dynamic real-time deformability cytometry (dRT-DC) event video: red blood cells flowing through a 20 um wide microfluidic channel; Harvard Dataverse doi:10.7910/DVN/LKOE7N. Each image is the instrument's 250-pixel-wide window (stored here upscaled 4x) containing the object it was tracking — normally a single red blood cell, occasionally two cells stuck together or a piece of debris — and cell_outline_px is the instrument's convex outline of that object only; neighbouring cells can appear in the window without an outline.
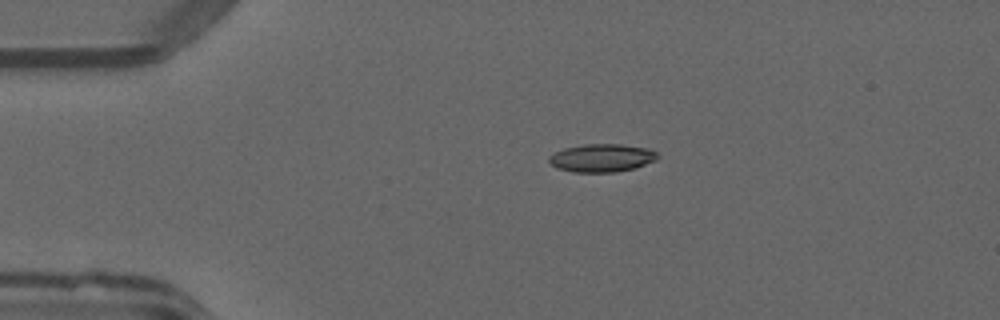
{"species": "common noctule bat (a hibernating species)", "species_latin": "Nyctalus noctula", "temperature_condition": "warm", "stored_images_in_passage": 34, "camera_frame_rate_fps": 3000, "um_per_image_px": 0.085, "animal": {"sex": "male", "forearm_length_mm": 52.5}, "frame": {"image": 1, "passage_image": 1, "time_ms": 0.0, "image_size_px": [1000, 320], "cell_outline_px": [[660, 156], [656, 160], [632, 168], [616, 172], [572, 172], [556, 168], [548, 160], [548, 156], [564, 148], [584, 144], [620, 144], [648, 148], [656, 152]], "centroid_in_image_um": [51.14, 13.42], "position_along_channel_um": 33.9, "area_um2": 17.69}}
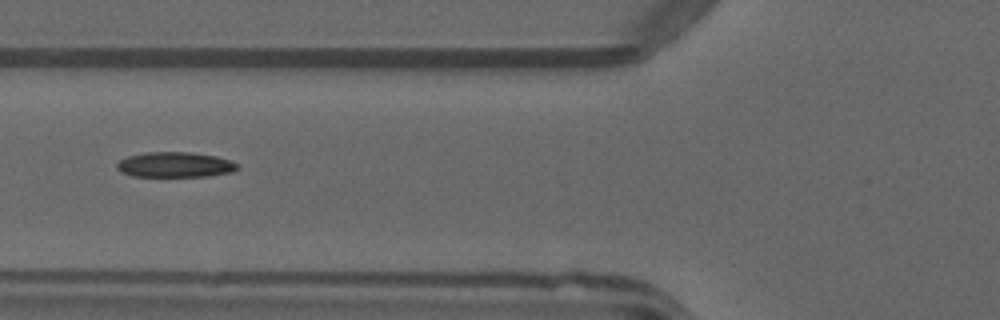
{"frame": {"image": 2, "passage_image": 10, "time_ms": 3.0, "image_size_px": [1000, 320], "cell_outline_px": [[240, 168], [232, 172], [208, 176], [132, 176], [120, 172], [116, 168], [116, 164], [120, 160], [128, 156], [144, 152], [192, 152], [216, 156], [240, 164]], "centroid_in_image_um": [14.88, 14.0], "position_along_channel_um": 110.9, "area_um2": 17.86}}
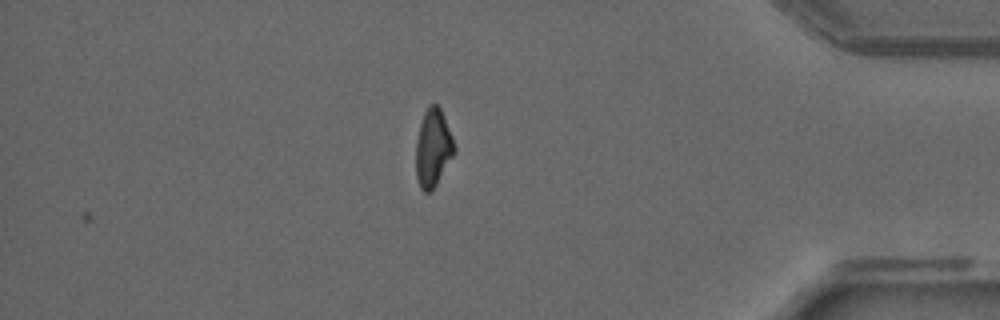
{"frame": {"image": 3, "passage_image": 34, "time_ms": 11.0, "image_size_px": [1000, 320], "cell_outline_px": [[456, 152], [432, 192], [424, 192], [420, 188], [416, 176], [416, 140], [420, 124], [424, 112], [428, 104], [436, 104], [440, 108], [444, 116], [452, 136], [456, 148]], "centroid_in_image_um": [36.81, 12.6], "position_along_channel_um": 398.4, "area_um2": 17.63}, "authors_computed_cell_mechanics": {"area_um2": 17.9758, "velocity_mm_per_s": 4.0486, "shape_relaxation_time_tau1_ms": 8.6286, "shape_relaxation_time_tau2_ms": 2.9626, "deformation_change_tau1": 0.2386, "deformation_change_tau2": 0.0919}}